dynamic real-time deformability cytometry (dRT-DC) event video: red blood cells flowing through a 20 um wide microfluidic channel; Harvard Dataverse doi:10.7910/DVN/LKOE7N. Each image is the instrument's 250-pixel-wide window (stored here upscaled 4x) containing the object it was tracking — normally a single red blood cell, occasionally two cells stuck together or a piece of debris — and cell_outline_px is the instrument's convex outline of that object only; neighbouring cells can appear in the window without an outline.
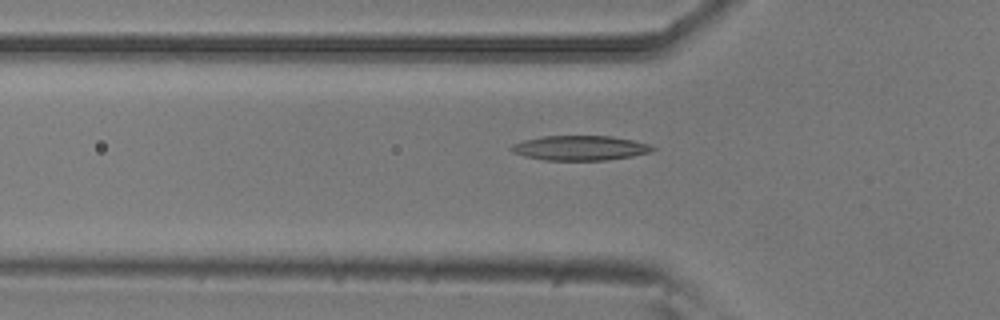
{"species": "common noctule bat (a hibernating species)", "species_latin": "Nyctalus noctula", "temperature_condition": "room temperature", "stored_images_in_passage": 52, "camera_frame_rate_fps": 3000, "um_per_image_px": 0.085, "animal": {"sex": "male", "body_mass_g": 20.5, "forearm_length_mm": 52.5}, "frame": {"image": 1, "passage_image": 17, "time_ms": 5.333, "image_size_px": [1000, 320], "cell_outline_px": [[656, 148], [652, 152], [632, 156], [604, 160], [544, 160], [524, 156], [512, 152], [508, 148], [512, 144], [524, 140], [544, 136], [612, 136], [632, 140], [648, 144]], "centroid_in_image_um": [49.28, 12.58], "position_along_channel_um": 76.5, "area_um2": 20.35}}
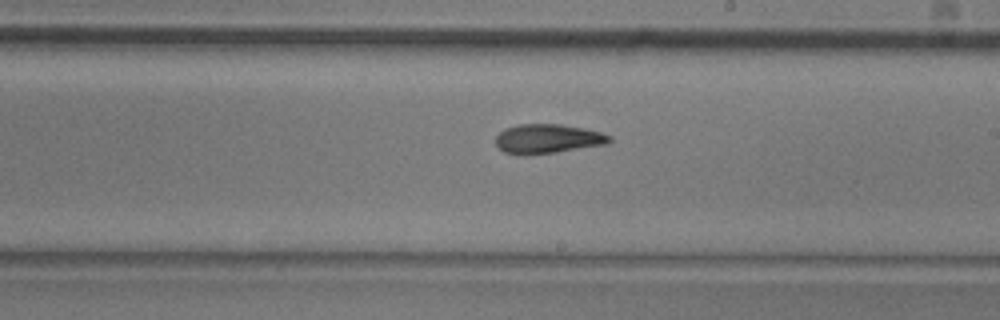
{"frame": {"image": 2, "passage_image": 30, "time_ms": 9.667, "image_size_px": [1000, 320], "cell_outline_px": [[612, 140], [604, 144], [556, 152], [504, 152], [496, 144], [496, 136], [504, 128], [520, 124], [560, 124], [584, 128], [600, 132], [612, 136]], "centroid_in_image_um": [46.59, 11.75], "position_along_channel_um": 242.4, "area_um2": 18.67}}
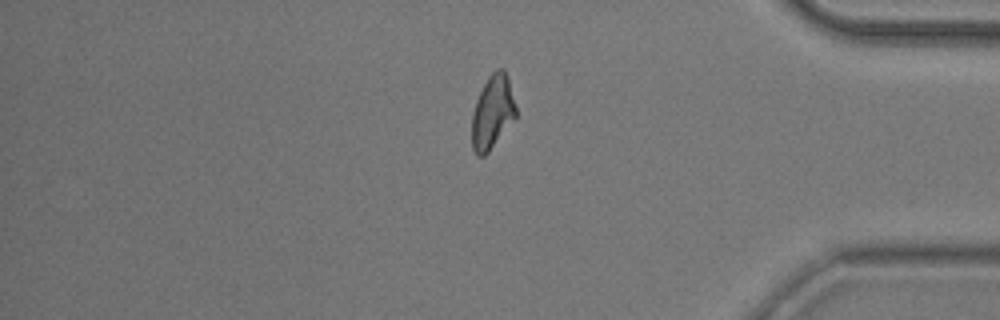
{"frame": {"image": 3, "passage_image": 44, "time_ms": 14.333, "image_size_px": [1000, 320], "cell_outline_px": [[516, 116], [488, 152], [484, 156], [476, 156], [472, 148], [472, 112], [476, 100], [488, 76], [496, 68], [504, 68], [508, 80], [516, 108]], "centroid_in_image_um": [41.83, 9.53], "position_along_channel_um": 393.4, "area_um2": 18.61}, "authors_computed_cell_mechanics": {"area_um2": 19.6231, "velocity_mm_per_s": 3.8076, "shape_relaxation_time_tau1_ms": 10.3344, "shape_relaxation_time_tau2_ms": 3.3915, "deformation_change_tau1": 0.2725, "deformation_change_tau2": 0.12}}